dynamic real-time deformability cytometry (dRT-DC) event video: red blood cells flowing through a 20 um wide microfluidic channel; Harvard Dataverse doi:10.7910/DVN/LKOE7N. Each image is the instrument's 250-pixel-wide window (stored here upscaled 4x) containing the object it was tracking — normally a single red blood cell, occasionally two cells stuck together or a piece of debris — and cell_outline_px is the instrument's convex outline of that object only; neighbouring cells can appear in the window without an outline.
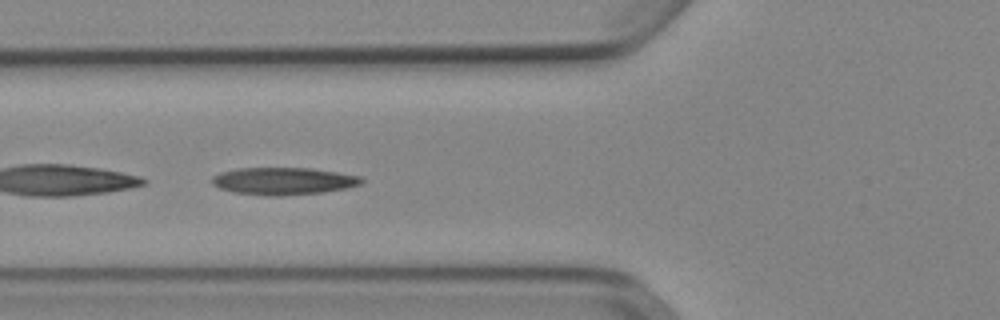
{"species": "Egyptian fruit bat (a non-hibernating species)", "species_latin": "Rousettus aegyptiacus", "temperature_condition": "cold", "stored_images_in_passage": 51, "camera_frame_rate_fps": 3000, "um_per_image_px": 0.085, "animal": {"sex": "female"}, "frame": {"image": 1, "passage_image": 19, "time_ms": 6.0, "image_size_px": [1000, 320], "cell_outline_px": [[364, 180], [360, 184], [348, 188], [324, 192], [280, 196], [268, 196], [232, 192], [220, 188], [212, 184], [212, 176], [220, 172], [240, 168], [308, 168], [336, 172], [360, 176]], "centroid_in_image_um": [24.08, 15.4], "position_along_channel_um": 101.7, "area_um2": 23.81}}
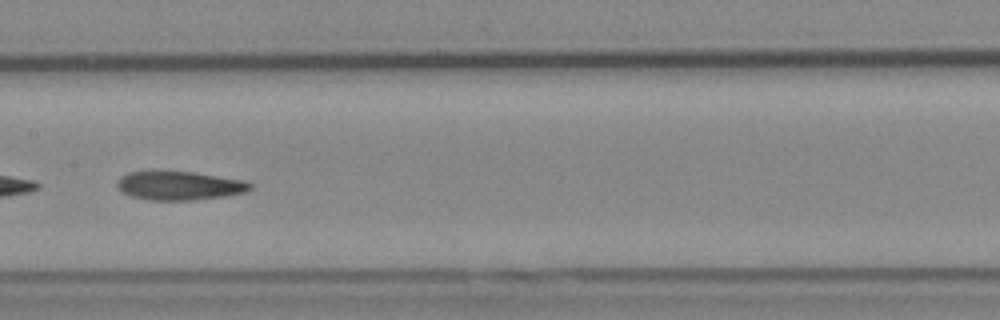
{"frame": {"image": 2, "passage_image": 26, "time_ms": 8.333, "image_size_px": [1000, 320], "cell_outline_px": [[252, 188], [244, 192], [224, 196], [192, 200], [148, 200], [132, 196], [124, 192], [116, 184], [116, 180], [120, 176], [128, 172], [192, 172], [248, 180], [252, 184]], "centroid_in_image_um": [15.28, 15.78], "position_along_channel_um": 192.1, "area_um2": 22.14}}
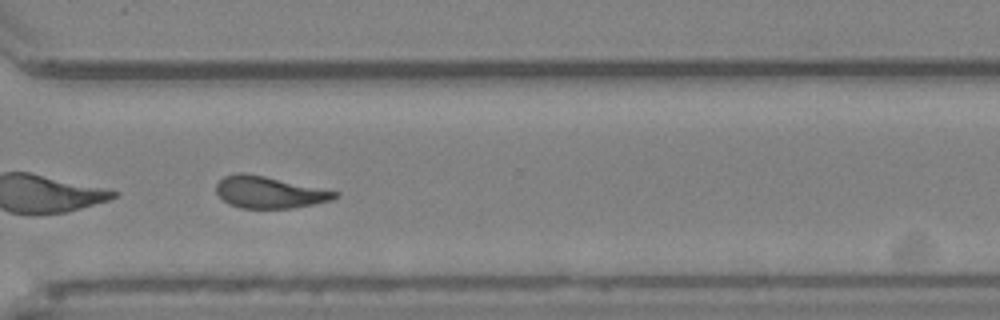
{"frame": {"image": 3, "passage_image": 38, "time_ms": 12.333, "image_size_px": [1000, 320], "cell_outline_px": [[340, 196], [332, 200], [292, 208], [240, 208], [228, 204], [216, 192], [216, 184], [224, 176], [240, 172], [264, 176], [340, 192]], "centroid_in_image_um": [22.89, 16.35], "position_along_channel_um": 347.7, "area_um2": 21.85}, "authors_computed_cell_mechanics": {"area_um2": 22.8888, "velocity_mm_per_s": 3.8815, "shape_relaxation_time_tau1_ms": 4.9273, "shape_relaxation_time_tau2_ms": 3.7967, "deformation_change_tau1": 0.1743, "deformation_change_tau2": 0.1324}}